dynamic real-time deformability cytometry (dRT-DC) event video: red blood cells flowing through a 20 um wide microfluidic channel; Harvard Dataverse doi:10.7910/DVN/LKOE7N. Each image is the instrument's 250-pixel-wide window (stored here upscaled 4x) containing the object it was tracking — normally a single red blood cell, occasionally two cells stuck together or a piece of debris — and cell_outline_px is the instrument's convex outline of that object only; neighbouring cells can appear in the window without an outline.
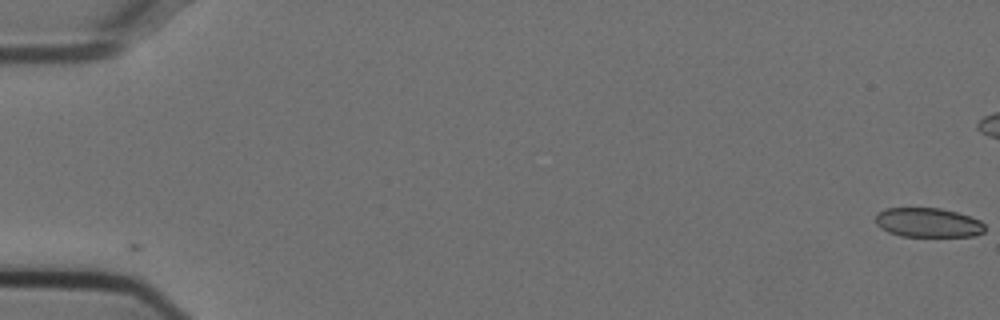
{"species": "Egyptian fruit bat (a non-hibernating species)", "species_latin": "Rousettus aegyptiacus", "temperature_condition": "cold", "stored_images_in_passage": 2, "camera_frame_rate_fps": 3000, "um_per_image_px": 0.085, "animal": {"sex": "female"}, "frame": {"image": 1, "passage_image": 1, "time_ms": 0.0, "image_size_px": [1000, 320], "cell_outline_px": [[984, 232], [976, 236], [900, 236], [888, 232], [880, 228], [876, 224], [876, 212], [884, 208], [940, 208], [956, 212], [980, 220], [984, 224]], "centroid_in_image_um": [78.85, 18.92], "position_along_channel_um": 6.1, "area_um2": 18.79}}